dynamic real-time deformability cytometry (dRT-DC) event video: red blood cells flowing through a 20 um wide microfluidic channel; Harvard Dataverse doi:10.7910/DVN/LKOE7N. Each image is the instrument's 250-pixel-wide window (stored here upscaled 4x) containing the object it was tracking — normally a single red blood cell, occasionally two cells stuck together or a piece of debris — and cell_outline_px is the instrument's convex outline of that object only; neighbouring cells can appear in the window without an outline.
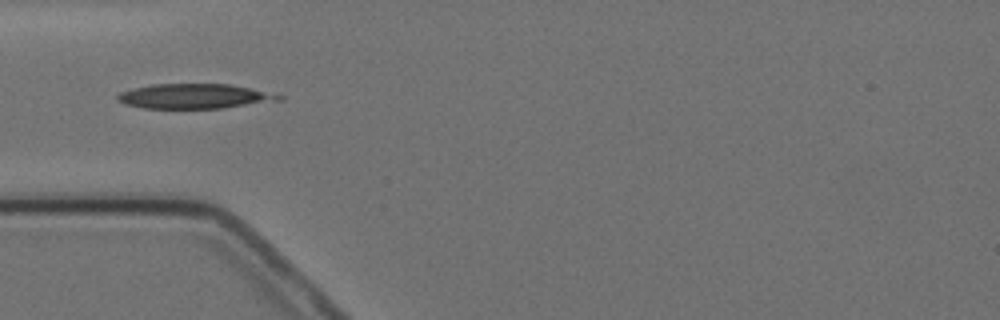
{"species": "Egyptian fruit bat (a non-hibernating species)", "species_latin": "Rousettus aegyptiacus", "temperature_condition": "cold", "stored_images_in_passage": 4, "camera_frame_rate_fps": 3000, "um_per_image_px": 0.085, "animal": {"sex": "female"}, "frame": {"image": 1, "passage_image": 3, "time_ms": 2.333, "image_size_px": [1000, 320], "cell_outline_px": [[284, 100], [224, 108], [144, 108], [124, 104], [116, 100], [116, 96], [120, 92], [132, 88], [152, 84], [232, 84], [284, 96]], "centroid_in_image_um": [16.52, 8.18], "position_along_channel_um": 68.5, "area_um2": 23.41}}